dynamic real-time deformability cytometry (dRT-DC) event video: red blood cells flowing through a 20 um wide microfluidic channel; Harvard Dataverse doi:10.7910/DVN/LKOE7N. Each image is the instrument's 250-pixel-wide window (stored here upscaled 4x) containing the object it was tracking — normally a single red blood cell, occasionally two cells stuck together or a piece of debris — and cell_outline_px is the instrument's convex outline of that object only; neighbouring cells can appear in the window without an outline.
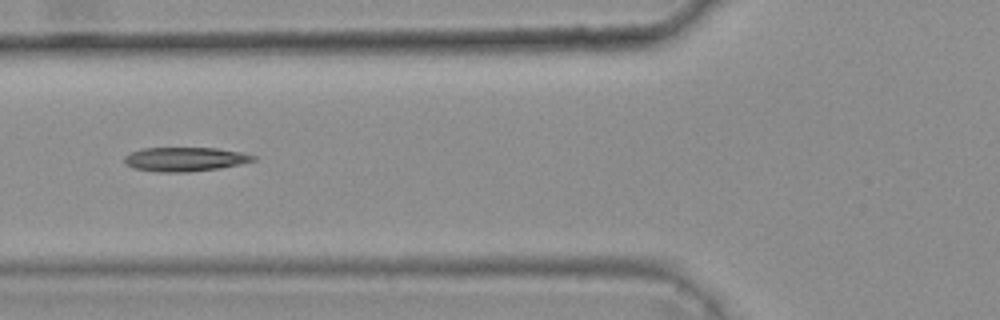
{"species": "common noctule bat (a hibernating species)", "species_latin": "Nyctalus noctula", "temperature_condition": "warm", "stored_images_in_passage": 4, "camera_frame_rate_fps": 3000, "um_per_image_px": 0.085, "animal": {"sex": "female", "body_mass_g": 25.1}, "frame": {"image": 1, "passage_image": 2, "time_ms": 0.333, "image_size_px": [1000, 320], "cell_outline_px": [[256, 160], [240, 164], [220, 168], [188, 172], [160, 172], [136, 168], [128, 164], [124, 160], [124, 156], [132, 152], [144, 148], [216, 148], [244, 152], [256, 156]], "centroid_in_image_um": [15.79, 13.53], "position_along_channel_um": 110.0, "area_um2": 17.98}}
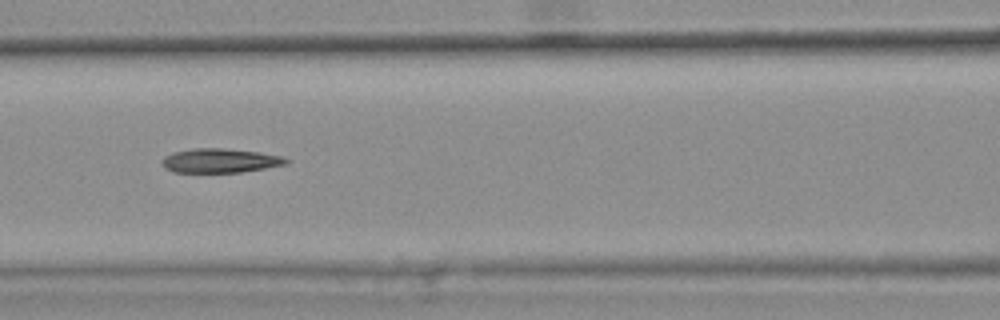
{"frame": {"image": 2, "passage_image": 3, "time_ms": 0.667, "image_size_px": [1000, 320], "cell_outline_px": [[288, 164], [240, 172], [176, 172], [164, 168], [160, 160], [164, 156], [172, 152], [192, 148], [224, 148], [260, 152], [280, 156], [288, 160]], "centroid_in_image_um": [18.65, 13.64], "position_along_channel_um": 147.9, "area_um2": 17.51}}